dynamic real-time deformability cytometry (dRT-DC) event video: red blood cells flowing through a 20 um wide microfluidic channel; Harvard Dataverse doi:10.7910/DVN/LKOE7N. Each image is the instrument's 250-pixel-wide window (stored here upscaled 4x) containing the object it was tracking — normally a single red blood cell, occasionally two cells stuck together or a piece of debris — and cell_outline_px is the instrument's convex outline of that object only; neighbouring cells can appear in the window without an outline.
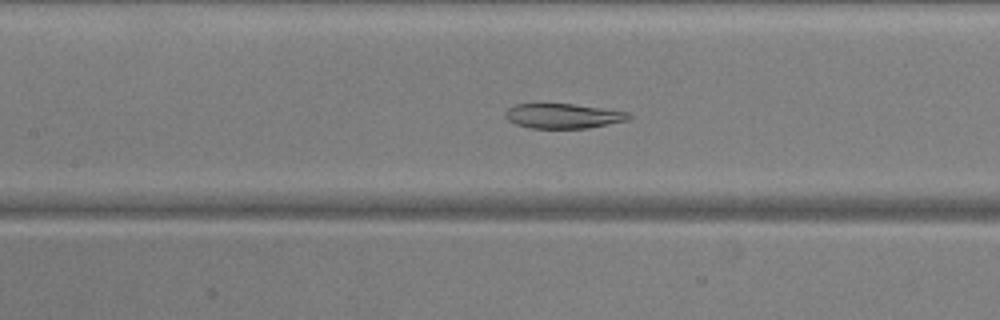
{"species": "common noctule bat (a hibernating species)", "species_latin": "Nyctalus noctula", "temperature_condition": "warm", "stored_images_in_passage": 51, "camera_frame_rate_fps": 3000, "um_per_image_px": 0.085, "animal": {"sex": "male", "body_mass_g": 20.5, "forearm_length_mm": 52.5}, "frame": {"image": 1, "passage_image": 23, "time_ms": 7.333, "image_size_px": [1000, 320], "cell_outline_px": [[632, 116], [628, 120], [588, 128], [528, 128], [516, 124], [508, 120], [504, 116], [504, 112], [508, 108], [516, 104], [572, 104], [604, 108], [628, 112]], "centroid_in_image_um": [47.85, 9.86], "position_along_channel_um": 159.5, "area_um2": 17.86}}
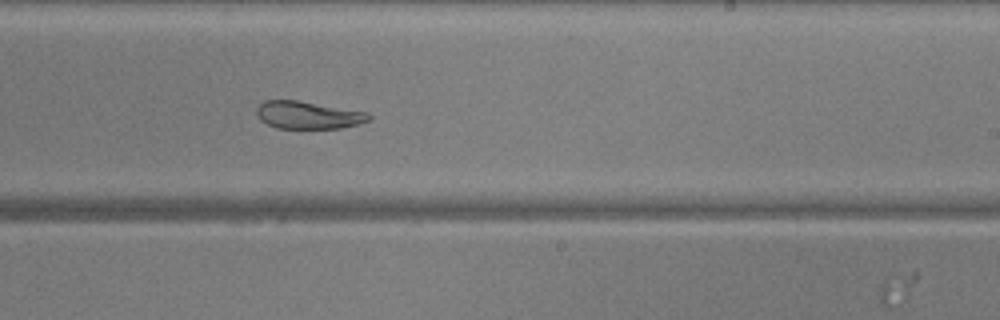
{"frame": {"image": 2, "passage_image": 31, "time_ms": 10.0, "image_size_px": [1000, 320], "cell_outline_px": [[372, 116], [368, 120], [356, 124], [340, 128], [276, 128], [260, 120], [256, 112], [256, 108], [264, 100], [296, 100], [368, 112]], "centroid_in_image_um": [26.16, 9.77], "position_along_channel_um": 262.8, "area_um2": 17.86}}
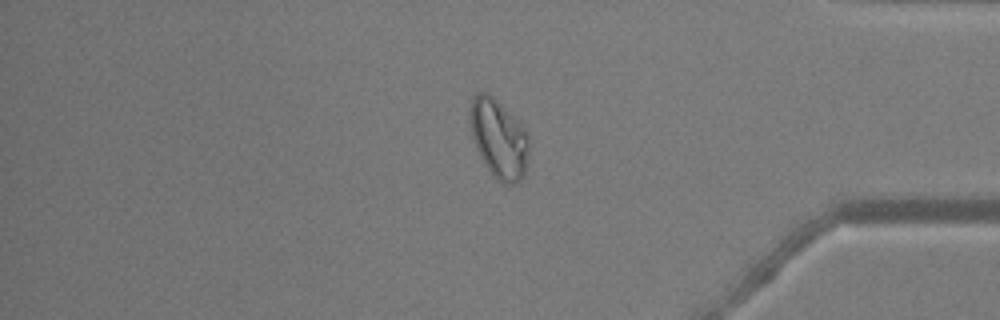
{"frame": {"image": 3, "passage_image": 43, "time_ms": 14.0, "image_size_px": [1000, 320], "cell_outline_px": [[528, 152], [524, 176], [516, 184], [504, 184], [496, 180], [492, 176], [484, 164], [476, 148], [468, 124], [468, 108], [472, 96], [476, 92], [488, 92], [520, 120], [528, 136]], "centroid_in_image_um": [42.36, 11.75], "position_along_channel_um": 392.8, "area_um2": 27.92}, "authors_computed_cell_mechanics": {"area_um2": 25.6054, "velocity_mm_per_s": 3.886, "shape_relaxation_time_tau1_ms": null, "shape_relaxation_time_tau2_ms": 1.7373, "deformation_change_tau1": null, "deformation_change_tau2": 0.0611}}